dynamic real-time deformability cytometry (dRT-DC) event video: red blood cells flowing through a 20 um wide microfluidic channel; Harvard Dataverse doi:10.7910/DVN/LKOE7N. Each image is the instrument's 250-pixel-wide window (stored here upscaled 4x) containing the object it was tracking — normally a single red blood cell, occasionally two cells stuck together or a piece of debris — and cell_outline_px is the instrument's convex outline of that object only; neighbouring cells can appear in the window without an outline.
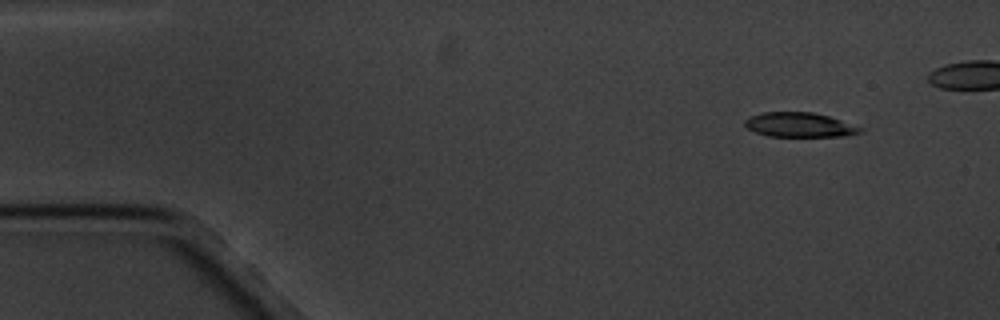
{"species": "common noctule bat (a hibernating species)", "species_latin": "Nyctalus noctula", "temperature_condition": "cold", "stored_images_in_passage": 5, "camera_frame_rate_fps": 3000, "um_per_image_px": 0.085, "animal": {"sex": "male", "body_mass_g": 20.1, "forearm_length_mm": 53.5}, "frame": {"image": 1, "passage_image": 1, "time_ms": 0.0, "image_size_px": [1000, 320], "cell_outline_px": [[864, 128], [860, 132], [844, 136], [768, 136], [756, 132], [748, 128], [744, 124], [744, 120], [752, 116], [764, 112], [812, 112], [828, 116]], "centroid_in_image_um": [67.95, 10.61], "position_along_channel_um": 17.0, "area_um2": 16.24}}